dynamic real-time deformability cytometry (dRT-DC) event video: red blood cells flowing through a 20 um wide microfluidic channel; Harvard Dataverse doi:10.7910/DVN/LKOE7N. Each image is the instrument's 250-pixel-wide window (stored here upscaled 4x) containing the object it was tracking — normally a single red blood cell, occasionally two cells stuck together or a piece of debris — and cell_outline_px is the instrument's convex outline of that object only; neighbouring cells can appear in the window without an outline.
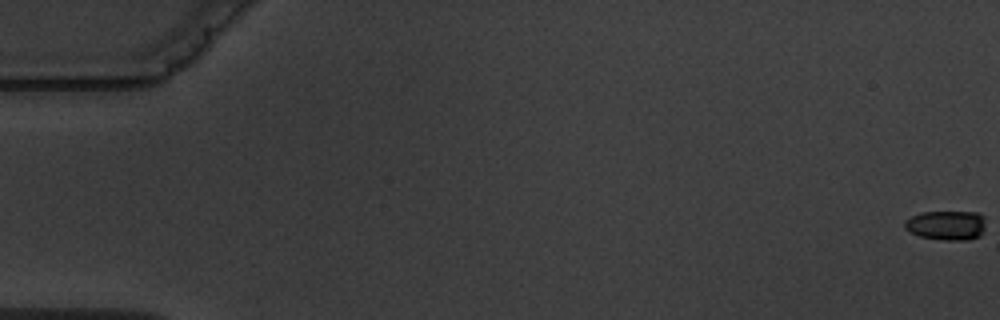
{"species": "common noctule bat (a hibernating species)", "species_latin": "Nyctalus noctula", "temperature_condition": "warm", "stored_images_in_passage": 5, "camera_frame_rate_fps": 3000, "um_per_image_px": 0.085, "animal": {"sex": "male", "body_mass_g": 19.5, "forearm_length_mm": 54.6}, "frame": {"image": 1, "passage_image": 1, "time_ms": 0.0, "image_size_px": [1000, 320], "cell_outline_px": [[984, 228], [980, 236], [968, 240], [944, 240], [920, 236], [904, 228], [904, 220], [920, 212], [976, 212], [984, 216]], "centroid_in_image_um": [80.45, 19.14], "position_along_channel_um": 4.6, "area_um2": 13.93}}
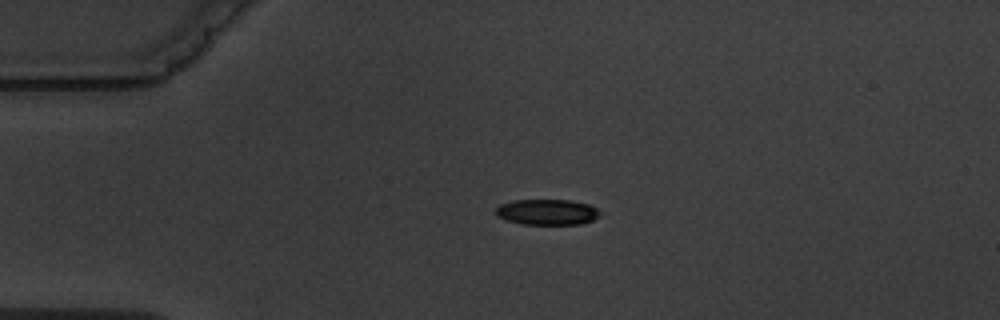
{"frame": {"image": 2, "passage_image": 4, "time_ms": 4.667, "image_size_px": [1000, 320], "cell_outline_px": [[604, 212], [600, 216], [584, 224], [520, 224], [496, 216], [496, 208], [500, 204], [512, 200], [572, 200], [588, 204]], "centroid_in_image_um": [46.54, 18.02], "position_along_channel_um": 38.5, "area_um2": 15.78}}